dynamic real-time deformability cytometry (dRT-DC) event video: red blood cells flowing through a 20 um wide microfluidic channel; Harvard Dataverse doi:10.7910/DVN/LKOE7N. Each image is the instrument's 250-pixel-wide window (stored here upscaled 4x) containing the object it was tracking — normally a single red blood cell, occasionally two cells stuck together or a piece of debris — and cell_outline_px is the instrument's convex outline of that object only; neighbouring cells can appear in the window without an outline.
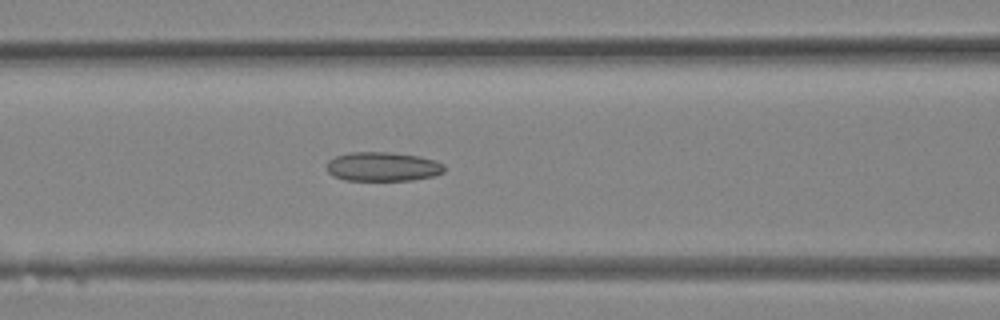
{"species": "Egyptian fruit bat (a non-hibernating species)", "species_latin": "Rousettus aegyptiacus", "temperature_condition": "room temperature", "stored_images_in_passage": 34, "camera_frame_rate_fps": 3000, "um_per_image_px": 0.085, "animal": {"sex": "female"}, "frame": {"image": 1, "passage_image": 14, "time_ms": 4.333, "image_size_px": [1000, 320], "cell_outline_px": [[444, 172], [432, 176], [412, 180], [344, 180], [332, 176], [328, 172], [328, 160], [336, 156], [348, 152], [392, 152], [420, 156], [436, 160], [444, 164]], "centroid_in_image_um": [32.54, 14.15], "position_along_channel_um": 134.1, "area_um2": 20.11}}
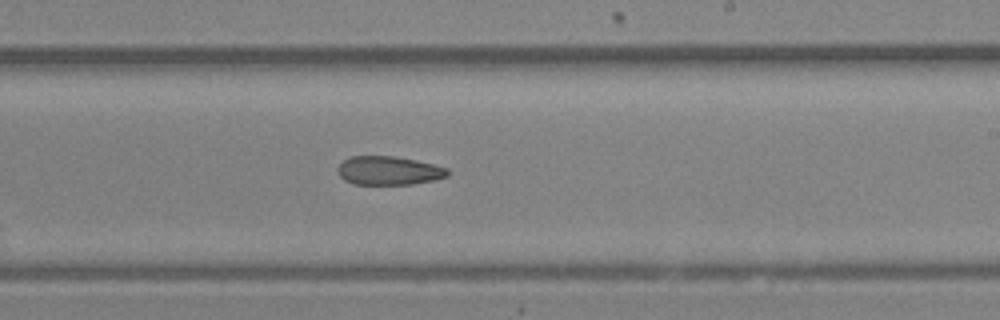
{"frame": {"image": 2, "passage_image": 20, "time_ms": 6.333, "image_size_px": [1000, 320], "cell_outline_px": [[448, 176], [436, 180], [412, 184], [352, 184], [344, 180], [340, 176], [336, 168], [344, 160], [352, 156], [396, 156], [416, 160], [448, 168]], "centroid_in_image_um": [33.04, 14.5], "position_along_channel_um": 256.0, "area_um2": 18.44}}
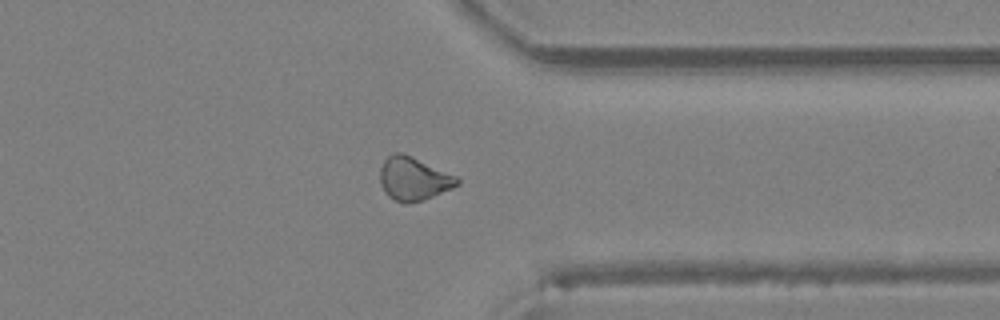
{"frame": {"image": 3, "passage_image": 26, "time_ms": 8.333, "image_size_px": [1000, 320], "cell_outline_px": [[460, 184], [452, 188], [432, 196], [420, 200], [404, 204], [388, 196], [384, 192], [380, 184], [380, 168], [384, 160], [392, 152], [404, 152], [456, 176], [460, 180]], "centroid_in_image_um": [35.12, 15.17], "position_along_channel_um": 376.3, "area_um2": 19.48}}